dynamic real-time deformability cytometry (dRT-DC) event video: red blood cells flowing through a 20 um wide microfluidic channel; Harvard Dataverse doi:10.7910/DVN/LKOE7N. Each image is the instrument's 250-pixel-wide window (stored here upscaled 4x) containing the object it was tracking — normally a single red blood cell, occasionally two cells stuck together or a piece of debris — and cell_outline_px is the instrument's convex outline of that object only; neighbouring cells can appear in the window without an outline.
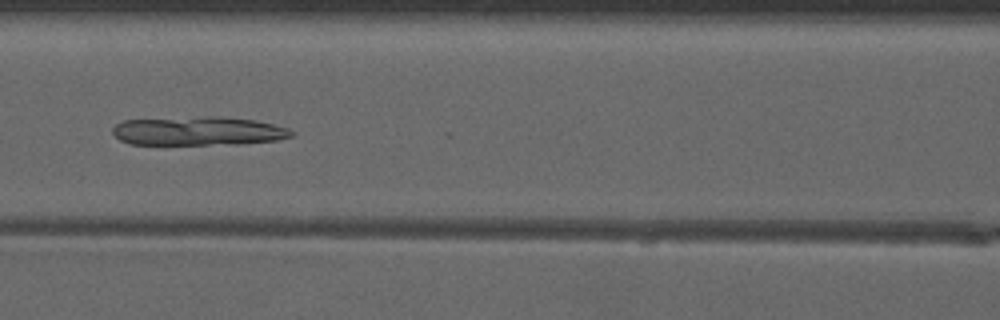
{"species": "common noctule bat (a hibernating species)", "species_latin": "Nyctalus noctula", "temperature_condition": "warm", "stored_images_in_passage": 43, "camera_frame_rate_fps": 3000, "um_per_image_px": 0.085, "animal": {"sex": "male", "forearm_length_mm": 52.5}, "frame": {"image": 1, "passage_image": 16, "time_ms": 5.0, "image_size_px": [1000, 320], "cell_outline_px": [[296, 136], [276, 140], [240, 144], [128, 144], [120, 140], [112, 132], [112, 128], [116, 124], [124, 120], [208, 116], [224, 116], [256, 120], [288, 128], [296, 132]], "centroid_in_image_um": [16.9, 11.13], "position_along_channel_um": 149.7, "area_um2": 30.29}}
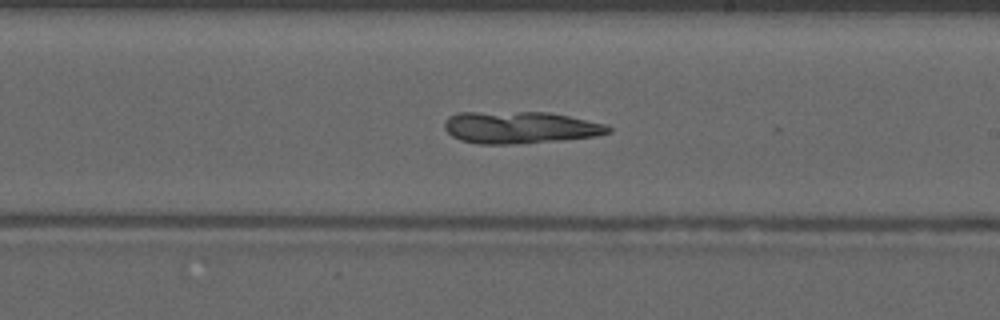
{"frame": {"image": 2, "passage_image": 23, "time_ms": 7.333, "image_size_px": [1000, 320], "cell_outline_px": [[612, 132], [596, 136], [560, 140], [512, 144], [480, 144], [460, 140], [452, 136], [444, 128], [444, 120], [448, 116], [460, 112], [548, 112], [608, 124], [612, 128]], "centroid_in_image_um": [44.21, 10.83], "position_along_channel_um": 244.8, "area_um2": 30.75}}
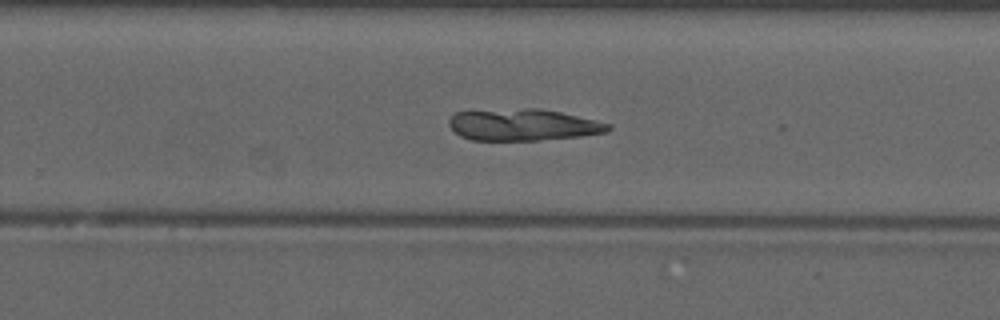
{"frame": {"image": 3, "passage_image": 26, "time_ms": 8.333, "image_size_px": [1000, 320], "cell_outline_px": [[612, 128], [608, 132], [580, 136], [540, 140], [472, 140], [460, 136], [448, 124], [448, 120], [456, 112], [468, 108], [540, 108], [560, 112], [596, 120], [612, 124]], "centroid_in_image_um": [44.4, 10.57], "position_along_channel_um": 285.4, "area_um2": 30.17}}